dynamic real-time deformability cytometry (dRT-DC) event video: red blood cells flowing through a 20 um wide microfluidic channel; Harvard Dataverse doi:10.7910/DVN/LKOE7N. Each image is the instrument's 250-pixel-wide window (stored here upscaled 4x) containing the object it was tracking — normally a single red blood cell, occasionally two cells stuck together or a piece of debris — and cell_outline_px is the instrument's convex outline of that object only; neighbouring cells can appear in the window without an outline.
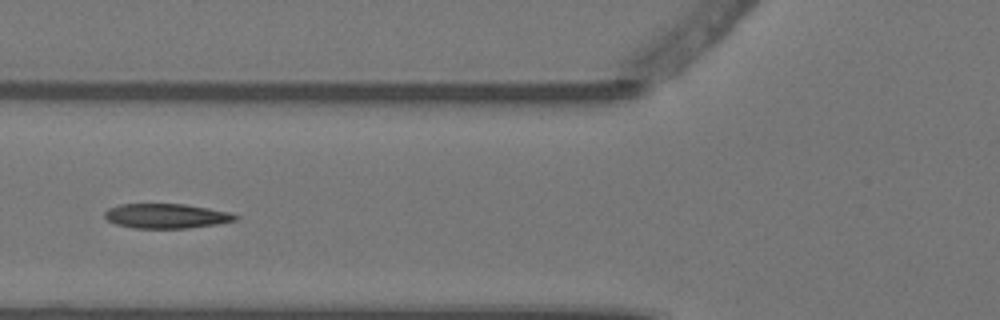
{"species": "Egyptian fruit bat (a non-hibernating species)", "species_latin": "Rousettus aegyptiacus", "temperature_condition": "warm", "stored_images_in_passage": 5, "camera_frame_rate_fps": 3000, "um_per_image_px": 0.085, "animal": {"sex": "female"}, "frame": {"image": 1, "passage_image": 5, "time_ms": 1.333, "image_size_px": [1000, 320], "cell_outline_px": [[240, 216], [236, 220], [216, 224], [188, 228], [132, 228], [116, 224], [108, 220], [104, 216], [104, 212], [108, 208], [120, 204], [184, 204], [232, 212]], "centroid_in_image_um": [14.14, 18.35], "position_along_channel_um": 111.7, "area_um2": 18.84}}